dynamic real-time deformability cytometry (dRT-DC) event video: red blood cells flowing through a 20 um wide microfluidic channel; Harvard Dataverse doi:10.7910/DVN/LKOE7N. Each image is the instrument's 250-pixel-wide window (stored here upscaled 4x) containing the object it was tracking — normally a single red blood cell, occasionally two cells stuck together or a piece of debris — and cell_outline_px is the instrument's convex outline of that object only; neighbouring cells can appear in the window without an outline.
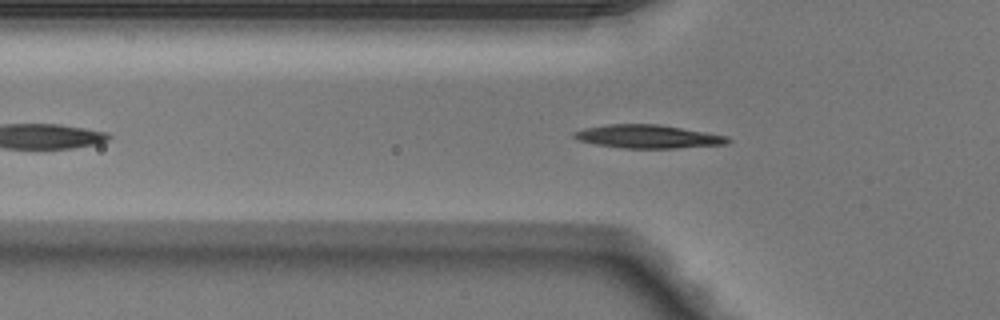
{"species": "Egyptian fruit bat (a non-hibernating species)", "species_latin": "Rousettus aegyptiacus", "temperature_condition": "warm", "stored_images_in_passage": 39, "camera_frame_rate_fps": 3000, "um_per_image_px": 0.085, "animal": {"sex": "male"}, "frame": {"image": 1, "passage_image": 9, "time_ms": 2.667, "image_size_px": [1000, 320], "cell_outline_px": [[732, 140], [728, 144], [676, 148], [624, 148], [596, 144], [576, 140], [572, 136], [572, 132], [584, 128], [608, 124], [656, 124], [728, 136]], "centroid_in_image_um": [55.04, 11.61], "position_along_channel_um": 70.8, "area_um2": 20.87}}
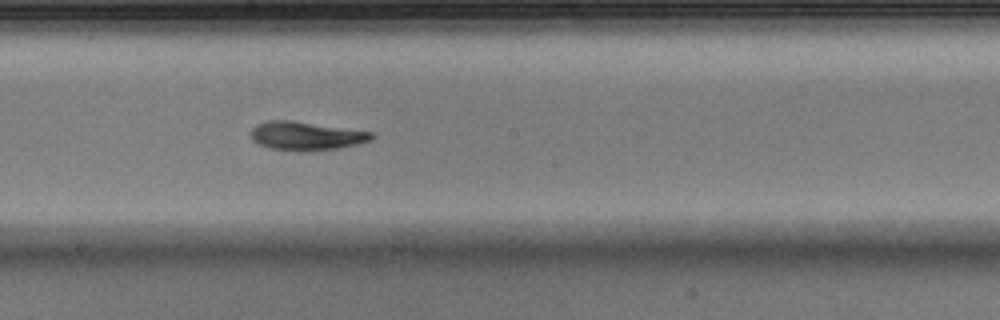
{"frame": {"image": 2, "passage_image": 20, "time_ms": 6.333, "image_size_px": [1000, 320], "cell_outline_px": [[376, 136], [372, 140], [340, 148], [300, 152], [296, 152], [268, 148], [252, 140], [252, 128], [256, 124], [268, 120], [292, 120], [372, 132]], "centroid_in_image_um": [26.01, 11.56], "position_along_channel_um": 222.2, "area_um2": 20.29}}
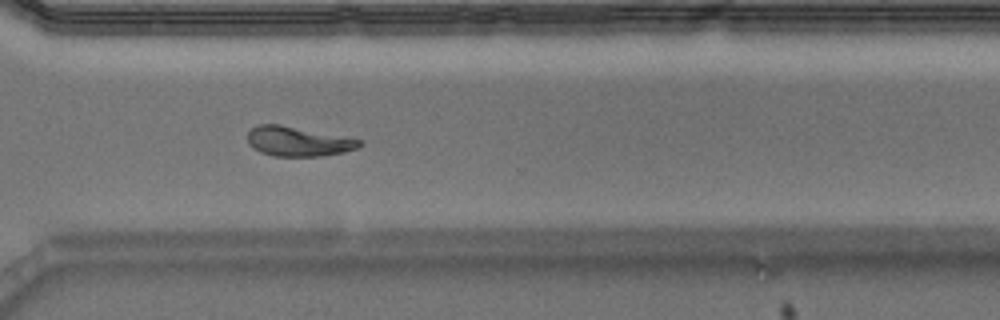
{"frame": {"image": 3, "passage_image": 29, "time_ms": 9.333, "image_size_px": [1000, 320], "cell_outline_px": [[364, 144], [356, 148], [344, 152], [324, 156], [272, 156], [260, 152], [252, 148], [248, 144], [248, 132], [256, 124], [280, 124], [360, 140]], "centroid_in_image_um": [25.28, 12.03], "position_along_channel_um": 345.3, "area_um2": 19.25}, "authors_computed_cell_mechanics": {"area_um2": 19.7098, "velocity_mm_per_s": 4.1179, "shape_relaxation_time_tau1_ms": 2.4956, "shape_relaxation_time_tau2_ms": 3.4549, "deformation_change_tau1": 0.1458, "deformation_change_tau2": 0.1029}}